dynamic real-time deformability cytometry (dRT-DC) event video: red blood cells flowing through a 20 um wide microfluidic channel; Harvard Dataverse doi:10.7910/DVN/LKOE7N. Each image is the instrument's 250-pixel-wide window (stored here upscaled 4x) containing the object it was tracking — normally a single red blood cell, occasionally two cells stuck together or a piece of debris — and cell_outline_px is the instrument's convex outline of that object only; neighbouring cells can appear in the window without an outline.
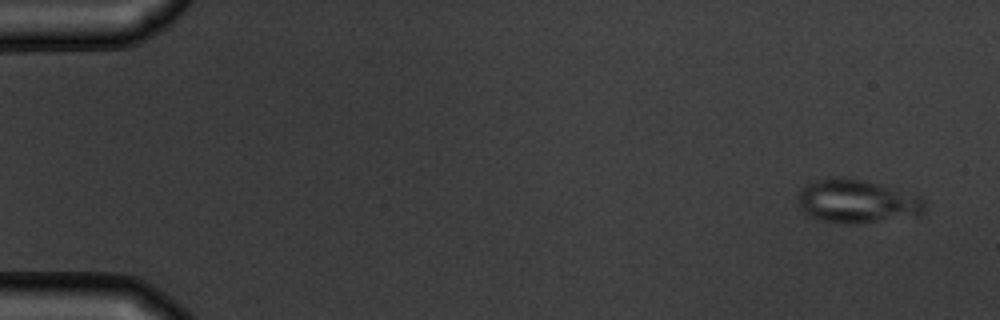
{"species": "common noctule bat (a hibernating species)", "species_latin": "Nyctalus noctula", "temperature_condition": "warm", "stored_images_in_passage": 5, "camera_frame_rate_fps": 3000, "um_per_image_px": 0.085, "animal": {"sex": "male", "body_mass_g": 19.5, "forearm_length_mm": 54.6}, "frame": {"image": 1, "passage_image": 1, "time_ms": 0.0, "image_size_px": [1000, 320], "cell_outline_px": [[924, 212], [916, 216], [852, 224], [848, 224], [820, 220], [812, 216], [796, 200], [800, 188], [816, 180], [864, 180], [880, 184], [920, 196], [924, 200]], "centroid_in_image_um": [72.89, 17.14], "position_along_channel_um": 12.1, "area_um2": 31.15}}